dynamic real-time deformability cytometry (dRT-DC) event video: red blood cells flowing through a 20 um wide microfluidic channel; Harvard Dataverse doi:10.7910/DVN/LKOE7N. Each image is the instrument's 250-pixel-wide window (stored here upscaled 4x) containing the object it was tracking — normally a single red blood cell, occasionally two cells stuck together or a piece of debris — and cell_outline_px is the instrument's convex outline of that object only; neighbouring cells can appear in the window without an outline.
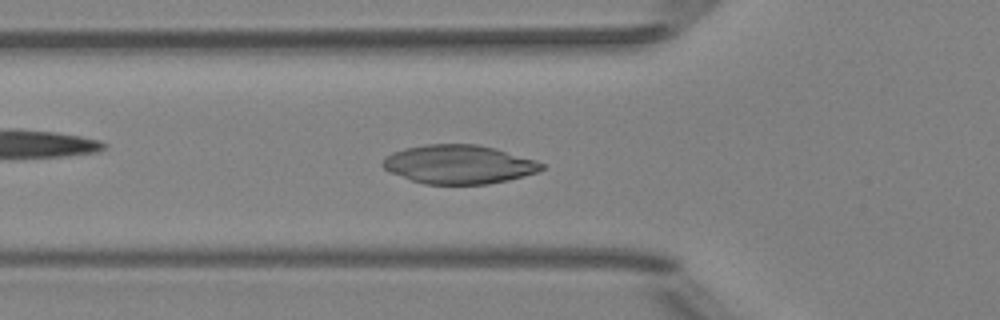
{"species": "Egyptian fruit bat (a non-hibernating species)", "species_latin": "Rousettus aegyptiacus", "temperature_condition": "room temperature", "stored_images_in_passage": 48, "camera_frame_rate_fps": 3000, "um_per_image_px": 0.085, "animal": {"sex": "female"}, "frame": {"image": 1, "passage_image": 14, "time_ms": 4.333, "image_size_px": [1000, 320], "cell_outline_px": [[544, 168], [536, 172], [524, 176], [508, 180], [488, 184], [424, 184], [412, 180], [392, 172], [384, 168], [380, 164], [392, 152], [404, 148], [424, 144], [476, 144], [496, 148], [536, 160], [544, 164]], "centroid_in_image_um": [39.02, 13.96], "position_along_channel_um": 86.8, "area_um2": 35.84}}
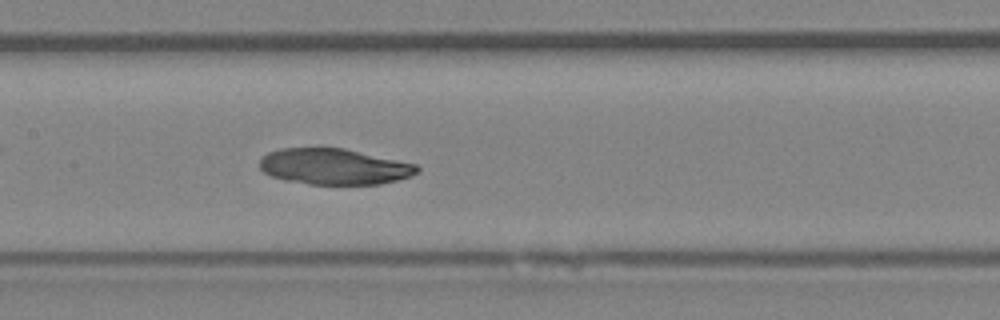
{"frame": {"image": 2, "passage_image": 21, "time_ms": 6.667, "image_size_px": [1000, 320], "cell_outline_px": [[420, 172], [412, 176], [380, 184], [308, 184], [288, 180], [272, 176], [264, 172], [260, 168], [260, 160], [268, 152], [280, 148], [344, 148], [416, 164], [420, 168]], "centroid_in_image_um": [28.43, 14.16], "position_along_channel_um": 179.0, "area_um2": 32.83}}
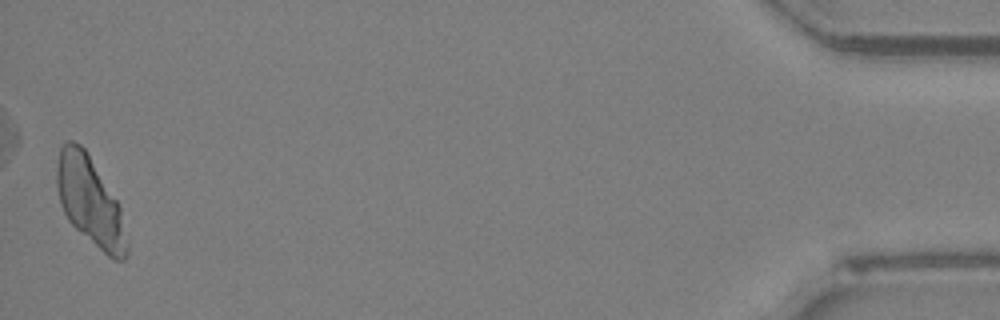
{"frame": {"image": 3, "passage_image": 47, "time_ms": 15.333, "image_size_px": [1000, 320], "cell_outline_px": [[128, 252], [124, 260], [112, 260], [80, 232], [68, 220], [60, 204], [56, 184], [56, 168], [60, 148], [64, 140], [72, 140], [80, 144], [84, 148], [116, 200], [120, 208], [128, 244]], "centroid_in_image_um": [7.63, 17.11], "position_along_channel_um": 427.6, "area_um2": 35.84}}